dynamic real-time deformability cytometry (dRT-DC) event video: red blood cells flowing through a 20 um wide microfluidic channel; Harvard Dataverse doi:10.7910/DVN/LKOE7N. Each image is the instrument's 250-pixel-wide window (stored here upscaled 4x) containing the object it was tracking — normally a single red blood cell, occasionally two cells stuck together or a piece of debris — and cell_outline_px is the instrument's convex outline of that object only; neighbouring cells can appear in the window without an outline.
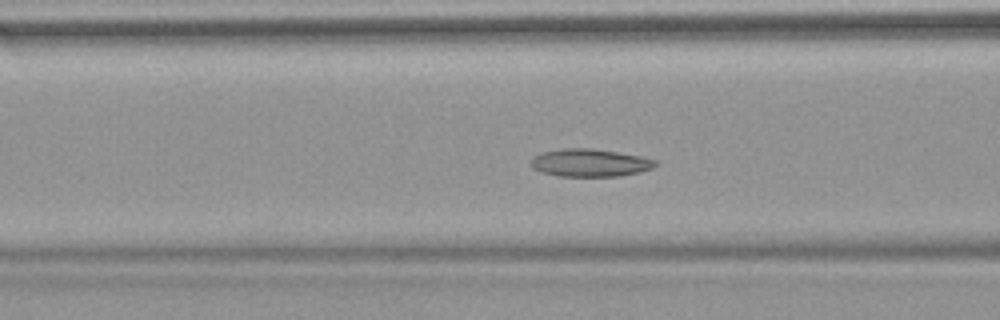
{"species": "common noctule bat (a hibernating species)", "species_latin": "Nyctalus noctula", "temperature_condition": "warm", "stored_images_in_passage": 38, "camera_frame_rate_fps": 3000, "um_per_image_px": 0.085, "animal": {"sex": "female", "body_mass_g": 18.4}, "frame": {"image": 1, "passage_image": 5, "time_ms": 1.333, "image_size_px": [1000, 320], "cell_outline_px": [[656, 164], [652, 168], [640, 172], [616, 176], [560, 176], [540, 172], [532, 168], [532, 156], [540, 152], [564, 148], [592, 148], [640, 156], [656, 160]], "centroid_in_image_um": [50.1, 13.83], "position_along_channel_um": 116.5, "area_um2": 20.06}}
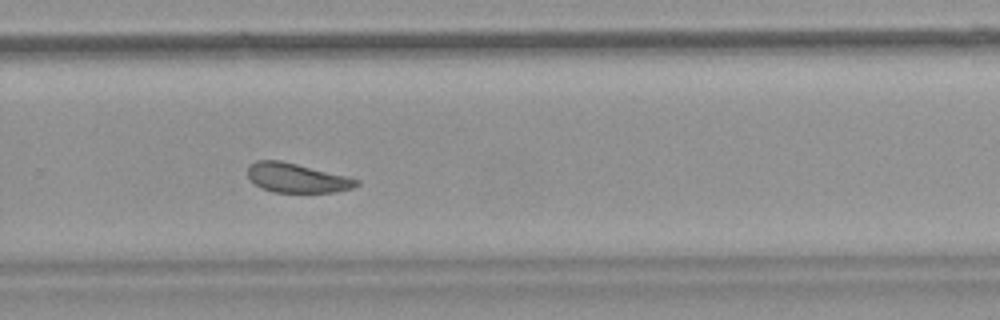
{"frame": {"image": 2, "passage_image": 20, "time_ms": 6.333, "image_size_px": [1000, 320], "cell_outline_px": [[360, 184], [352, 188], [336, 192], [272, 192], [260, 188], [248, 176], [248, 164], [256, 160], [280, 160], [348, 176], [360, 180]], "centroid_in_image_um": [25.24, 15.12], "position_along_channel_um": 304.6, "area_um2": 18.67}}
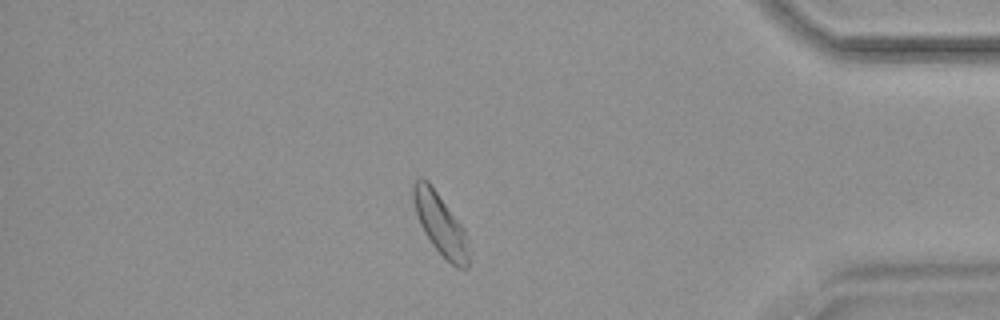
{"frame": {"image": 3, "passage_image": 30, "time_ms": 9.667, "image_size_px": [1000, 320], "cell_outline_px": [[468, 268], [456, 268], [432, 244], [424, 232], [420, 224], [412, 200], [412, 184], [420, 176], [428, 180], [464, 228], [468, 256]], "centroid_in_image_um": [37.39, 18.99], "position_along_channel_um": 397.8, "area_um2": 19.48}, "authors_computed_cell_mechanics": {"area_um2": 19.6231, "velocity_mm_per_s": 3.7754, "shape_relaxation_time_tau1_ms": 5.0313, "shape_relaxation_time_tau2_ms": 3.6499, "deformation_change_tau1": 0.0839, "deformation_change_tau2": 0.0966}}